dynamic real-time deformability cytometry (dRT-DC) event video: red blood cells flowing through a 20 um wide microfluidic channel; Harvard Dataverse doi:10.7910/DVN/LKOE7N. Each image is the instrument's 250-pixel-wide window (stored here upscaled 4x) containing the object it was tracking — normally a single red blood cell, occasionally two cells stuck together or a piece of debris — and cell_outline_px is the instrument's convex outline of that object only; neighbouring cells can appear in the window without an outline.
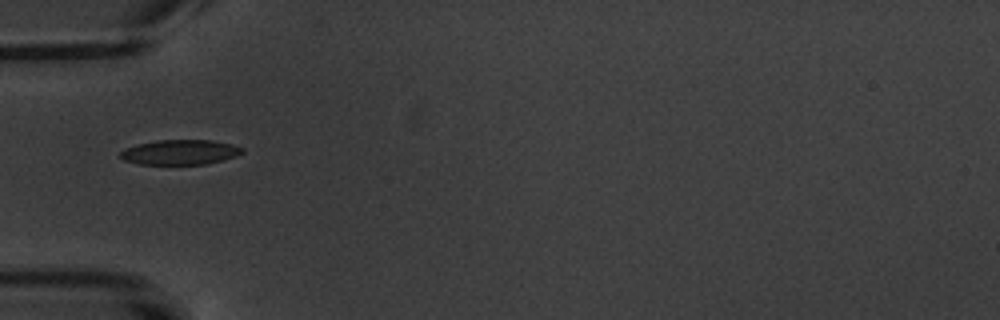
{"species": "common noctule bat (a hibernating species)", "species_latin": "Nyctalus noctula", "temperature_condition": "warm", "stored_images_in_passage": 7, "camera_frame_rate_fps": 3000, "um_per_image_px": 0.085, "animal": {"sex": "male", "body_mass_g": 20.1, "forearm_length_mm": 53.5}, "frame": {"image": 1, "passage_image": 6, "time_ms": 6.0, "image_size_px": [1000, 320], "cell_outline_px": [[244, 152], [236, 156], [224, 160], [204, 164], [140, 164], [124, 160], [120, 156], [120, 152], [124, 148], [156, 140], [212, 140], [232, 144], [244, 148]], "centroid_in_image_um": [15.34, 12.93], "position_along_channel_um": 69.7, "area_um2": 17.69}}